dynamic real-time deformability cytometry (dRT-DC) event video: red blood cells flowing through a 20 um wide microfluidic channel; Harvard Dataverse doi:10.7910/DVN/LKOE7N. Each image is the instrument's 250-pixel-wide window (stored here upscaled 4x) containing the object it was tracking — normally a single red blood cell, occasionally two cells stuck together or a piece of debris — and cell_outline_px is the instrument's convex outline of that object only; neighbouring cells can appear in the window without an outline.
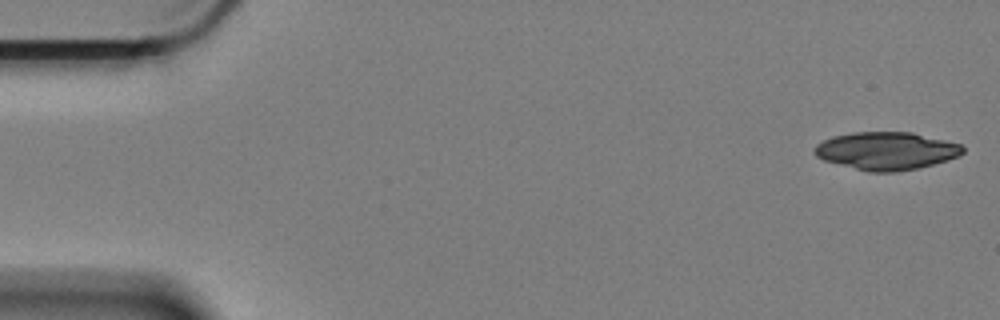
{"species": "Egyptian fruit bat (a non-hibernating species)", "species_latin": "Rousettus aegyptiacus", "temperature_condition": "cold", "stored_images_in_passage": 9, "camera_frame_rate_fps": 3000, "um_per_image_px": 0.085, "animal": {"sex": "female"}, "frame": {"image": 1, "passage_image": 1, "time_ms": 0.0, "image_size_px": [1000, 320], "cell_outline_px": [[964, 152], [960, 156], [948, 160], [920, 168], [896, 172], [868, 172], [824, 160], [816, 156], [812, 152], [812, 148], [816, 144], [832, 136], [852, 132], [912, 132], [960, 144], [964, 148]], "centroid_in_image_um": [75.33, 12.83], "position_along_channel_um": 9.7, "area_um2": 32.89}}